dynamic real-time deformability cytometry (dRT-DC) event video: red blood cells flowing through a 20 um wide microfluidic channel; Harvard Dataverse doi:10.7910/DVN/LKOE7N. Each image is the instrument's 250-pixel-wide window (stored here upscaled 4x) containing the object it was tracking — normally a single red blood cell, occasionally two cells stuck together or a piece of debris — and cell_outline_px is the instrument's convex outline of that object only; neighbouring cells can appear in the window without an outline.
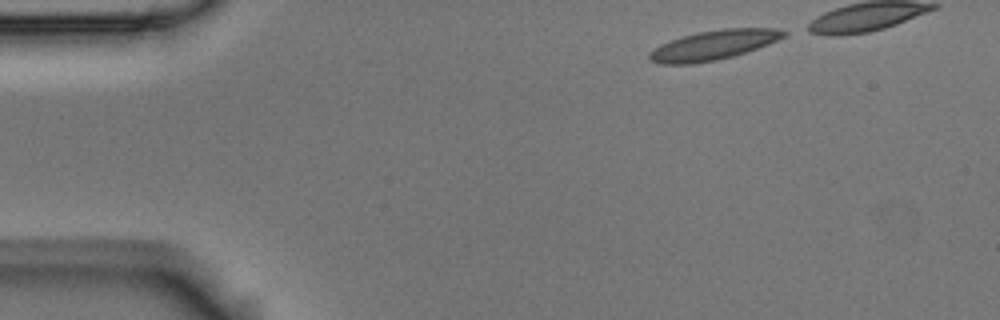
{"species": "Egyptian fruit bat (a non-hibernating species)", "species_latin": "Rousettus aegyptiacus", "temperature_condition": "room temperature", "stored_images_in_passage": 39, "camera_frame_rate_fps": 3000, "um_per_image_px": 0.085, "animal": {"sex": "male"}, "frame": {"image": 1, "passage_image": 1, "time_ms": 0.0, "image_size_px": [1000, 320], "cell_outline_px": [[788, 32], [784, 36], [768, 44], [732, 56], [716, 60], [692, 64], [660, 64], [648, 60], [648, 52], [672, 40], [696, 32], [724, 28], [776, 28]], "centroid_in_image_um": [60.63, 3.83], "position_along_channel_um": 24.4, "area_um2": 22.83}}
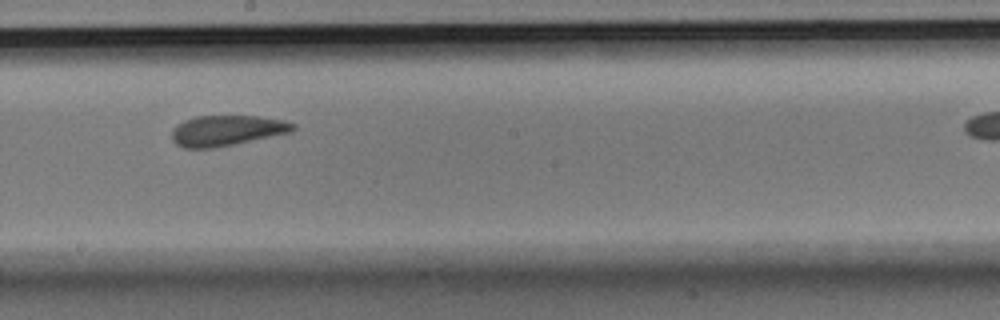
{"frame": {"image": 2, "passage_image": 24, "time_ms": 7.667, "image_size_px": [1000, 320], "cell_outline_px": [[296, 128], [292, 132], [212, 148], [184, 148], [176, 144], [172, 140], [172, 128], [176, 124], [184, 120], [196, 116], [256, 116], [284, 120], [296, 124]], "centroid_in_image_um": [19.25, 11.09], "position_along_channel_um": 228.9, "area_um2": 21.5}}
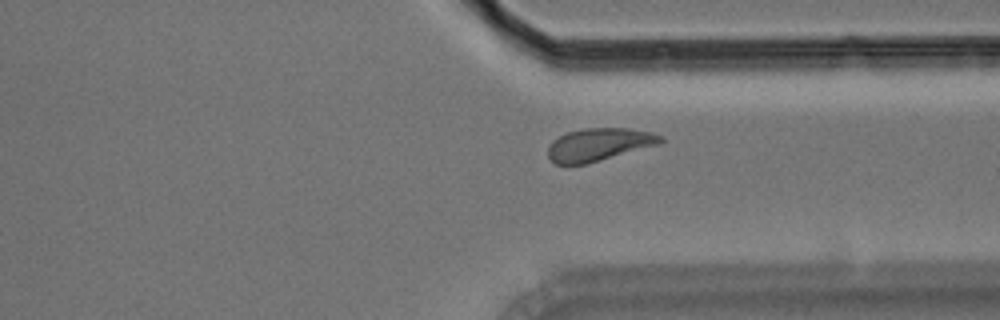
{"frame": {"image": 3, "passage_image": 35, "time_ms": 11.333, "image_size_px": [1000, 320], "cell_outline_px": [[664, 140], [660, 144], [588, 164], [556, 164], [548, 156], [548, 148], [552, 140], [568, 132], [584, 128], [628, 128], [652, 132], [664, 136]], "centroid_in_image_um": [50.95, 12.28], "position_along_channel_um": 360.4, "area_um2": 21.62}}